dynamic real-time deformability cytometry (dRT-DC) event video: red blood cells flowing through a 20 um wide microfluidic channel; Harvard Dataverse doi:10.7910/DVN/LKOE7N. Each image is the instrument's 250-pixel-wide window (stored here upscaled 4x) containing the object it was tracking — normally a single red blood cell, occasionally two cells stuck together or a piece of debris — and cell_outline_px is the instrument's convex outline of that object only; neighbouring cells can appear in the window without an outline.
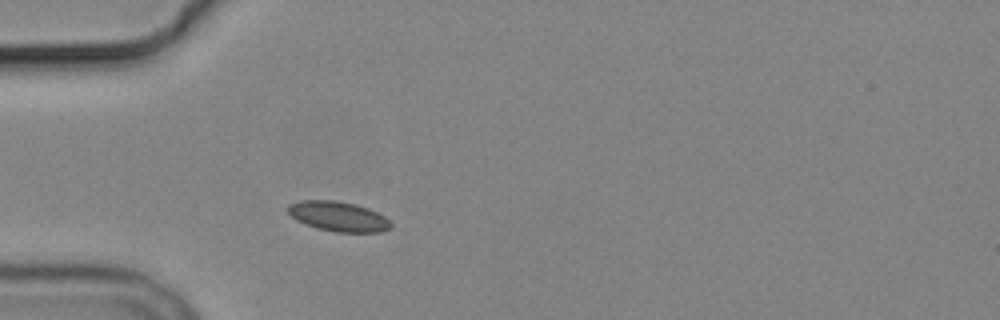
{"species": "common noctule bat (a hibernating species)", "species_latin": "Nyctalus noctula", "temperature_condition": "cold", "stored_images_in_passage": 1, "camera_frame_rate_fps": 3000, "um_per_image_px": 0.085, "animal": {"sex": "male", "body_mass_g": 19.2, "forearm_length_mm": 51.8}, "frame": {"image": 1, "passage_image": 1, "time_ms": 0.0, "image_size_px": [1000, 320], "cell_outline_px": [[392, 224], [388, 228], [380, 232], [336, 232], [316, 228], [304, 224], [296, 220], [284, 208], [288, 204], [300, 200], [336, 200], [356, 204], [368, 208], [384, 216]], "centroid_in_image_um": [28.69, 18.38], "position_along_channel_um": 56.3, "area_um2": 18.03}}